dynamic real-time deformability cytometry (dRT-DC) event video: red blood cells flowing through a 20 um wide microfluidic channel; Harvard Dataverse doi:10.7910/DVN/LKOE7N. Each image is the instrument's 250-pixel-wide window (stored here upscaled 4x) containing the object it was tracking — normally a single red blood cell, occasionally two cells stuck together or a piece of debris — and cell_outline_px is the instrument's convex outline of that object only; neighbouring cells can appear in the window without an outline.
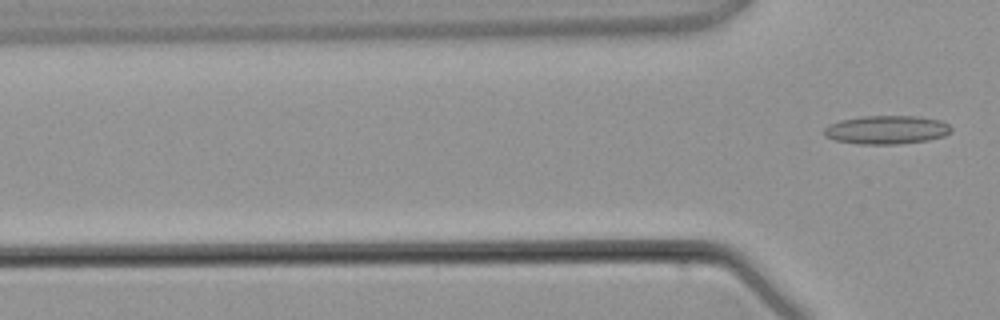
{"species": "common noctule bat (a hibernating species)", "species_latin": "Nyctalus noctula", "temperature_condition": "warm", "stored_images_in_passage": 4, "camera_frame_rate_fps": 3000, "um_per_image_px": 0.085, "animal": {"sex": "male", "body_mass_g": 21.5, "forearm_length_mm": 52.0}, "frame": {"image": 1, "passage_image": 4, "time_ms": 3.667, "image_size_px": [1000, 320], "cell_outline_px": [[952, 128], [944, 136], [928, 140], [900, 144], [856, 144], [836, 140], [824, 136], [824, 128], [828, 124], [840, 120], [864, 116], [920, 116], [940, 120], [948, 124]], "centroid_in_image_um": [75.34, 11.03], "position_along_channel_um": 50.5, "area_um2": 21.21}}